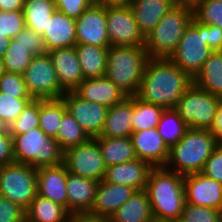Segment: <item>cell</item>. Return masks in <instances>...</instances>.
Here are the masks:
<instances>
[{"instance_id":"680465c9","label":"cell","mask_w":222,"mask_h":222,"mask_svg":"<svg viewBox=\"0 0 222 222\" xmlns=\"http://www.w3.org/2000/svg\"><path fill=\"white\" fill-rule=\"evenodd\" d=\"M130 0H108V4L110 3H128Z\"/></svg>"},{"instance_id":"3957f363","label":"cell","mask_w":222,"mask_h":222,"mask_svg":"<svg viewBox=\"0 0 222 222\" xmlns=\"http://www.w3.org/2000/svg\"><path fill=\"white\" fill-rule=\"evenodd\" d=\"M219 143L210 130L188 128L181 140L169 148L164 168L183 176L199 173Z\"/></svg>"},{"instance_id":"b9f144b4","label":"cell","mask_w":222,"mask_h":222,"mask_svg":"<svg viewBox=\"0 0 222 222\" xmlns=\"http://www.w3.org/2000/svg\"><path fill=\"white\" fill-rule=\"evenodd\" d=\"M0 92L14 98H31L23 75L12 72H6L0 79Z\"/></svg>"},{"instance_id":"7dc6e473","label":"cell","mask_w":222,"mask_h":222,"mask_svg":"<svg viewBox=\"0 0 222 222\" xmlns=\"http://www.w3.org/2000/svg\"><path fill=\"white\" fill-rule=\"evenodd\" d=\"M206 43L212 51H222V29L215 25H205Z\"/></svg>"},{"instance_id":"681fc988","label":"cell","mask_w":222,"mask_h":222,"mask_svg":"<svg viewBox=\"0 0 222 222\" xmlns=\"http://www.w3.org/2000/svg\"><path fill=\"white\" fill-rule=\"evenodd\" d=\"M212 134L222 143V98L217 108L215 121L210 130Z\"/></svg>"},{"instance_id":"e575fe53","label":"cell","mask_w":222,"mask_h":222,"mask_svg":"<svg viewBox=\"0 0 222 222\" xmlns=\"http://www.w3.org/2000/svg\"><path fill=\"white\" fill-rule=\"evenodd\" d=\"M55 139L59 143L60 148L65 152L71 147L87 142L90 137L77 123L75 118L66 111L61 119Z\"/></svg>"},{"instance_id":"ab89813d","label":"cell","mask_w":222,"mask_h":222,"mask_svg":"<svg viewBox=\"0 0 222 222\" xmlns=\"http://www.w3.org/2000/svg\"><path fill=\"white\" fill-rule=\"evenodd\" d=\"M32 100V98H14L0 92V119L10 126Z\"/></svg>"},{"instance_id":"bcb514c9","label":"cell","mask_w":222,"mask_h":222,"mask_svg":"<svg viewBox=\"0 0 222 222\" xmlns=\"http://www.w3.org/2000/svg\"><path fill=\"white\" fill-rule=\"evenodd\" d=\"M54 2L56 10L75 20L92 4L90 0H54Z\"/></svg>"},{"instance_id":"7402d4cb","label":"cell","mask_w":222,"mask_h":222,"mask_svg":"<svg viewBox=\"0 0 222 222\" xmlns=\"http://www.w3.org/2000/svg\"><path fill=\"white\" fill-rule=\"evenodd\" d=\"M98 181L76 176L68 172L67 212L71 216L89 213L95 199Z\"/></svg>"},{"instance_id":"9a60e30c","label":"cell","mask_w":222,"mask_h":222,"mask_svg":"<svg viewBox=\"0 0 222 222\" xmlns=\"http://www.w3.org/2000/svg\"><path fill=\"white\" fill-rule=\"evenodd\" d=\"M185 202L222 211V183L193 173L184 176Z\"/></svg>"},{"instance_id":"44dd1931","label":"cell","mask_w":222,"mask_h":222,"mask_svg":"<svg viewBox=\"0 0 222 222\" xmlns=\"http://www.w3.org/2000/svg\"><path fill=\"white\" fill-rule=\"evenodd\" d=\"M137 190L131 186L98 182L91 215L110 216L121 207Z\"/></svg>"},{"instance_id":"e0dca14e","label":"cell","mask_w":222,"mask_h":222,"mask_svg":"<svg viewBox=\"0 0 222 222\" xmlns=\"http://www.w3.org/2000/svg\"><path fill=\"white\" fill-rule=\"evenodd\" d=\"M61 88L67 91H74L85 79L81 65L78 60L76 48H58L48 51Z\"/></svg>"},{"instance_id":"f35d334b","label":"cell","mask_w":222,"mask_h":222,"mask_svg":"<svg viewBox=\"0 0 222 222\" xmlns=\"http://www.w3.org/2000/svg\"><path fill=\"white\" fill-rule=\"evenodd\" d=\"M193 18L204 25H215L222 29V0H204L193 12Z\"/></svg>"},{"instance_id":"9f6ffc18","label":"cell","mask_w":222,"mask_h":222,"mask_svg":"<svg viewBox=\"0 0 222 222\" xmlns=\"http://www.w3.org/2000/svg\"><path fill=\"white\" fill-rule=\"evenodd\" d=\"M6 73V69H5V64L3 61V57L0 56V79L2 78V76Z\"/></svg>"},{"instance_id":"ee69618b","label":"cell","mask_w":222,"mask_h":222,"mask_svg":"<svg viewBox=\"0 0 222 222\" xmlns=\"http://www.w3.org/2000/svg\"><path fill=\"white\" fill-rule=\"evenodd\" d=\"M0 222H26L25 210L0 195Z\"/></svg>"},{"instance_id":"7a4b0ae2","label":"cell","mask_w":222,"mask_h":222,"mask_svg":"<svg viewBox=\"0 0 222 222\" xmlns=\"http://www.w3.org/2000/svg\"><path fill=\"white\" fill-rule=\"evenodd\" d=\"M145 191L155 220L179 221L185 204L183 175L164 167H154L149 173Z\"/></svg>"},{"instance_id":"6da1fadb","label":"cell","mask_w":222,"mask_h":222,"mask_svg":"<svg viewBox=\"0 0 222 222\" xmlns=\"http://www.w3.org/2000/svg\"><path fill=\"white\" fill-rule=\"evenodd\" d=\"M193 79L169 58H149L136 94L141 100L175 108Z\"/></svg>"},{"instance_id":"ba28073f","label":"cell","mask_w":222,"mask_h":222,"mask_svg":"<svg viewBox=\"0 0 222 222\" xmlns=\"http://www.w3.org/2000/svg\"><path fill=\"white\" fill-rule=\"evenodd\" d=\"M220 100L192 83L174 109L189 128L211 130Z\"/></svg>"},{"instance_id":"8d00e7d4","label":"cell","mask_w":222,"mask_h":222,"mask_svg":"<svg viewBox=\"0 0 222 222\" xmlns=\"http://www.w3.org/2000/svg\"><path fill=\"white\" fill-rule=\"evenodd\" d=\"M40 100H32L22 113L12 122L10 134H23L39 127Z\"/></svg>"},{"instance_id":"9c48e42d","label":"cell","mask_w":222,"mask_h":222,"mask_svg":"<svg viewBox=\"0 0 222 222\" xmlns=\"http://www.w3.org/2000/svg\"><path fill=\"white\" fill-rule=\"evenodd\" d=\"M212 52L206 43L205 25L193 18L169 59L193 79Z\"/></svg>"},{"instance_id":"4dcf8cb0","label":"cell","mask_w":222,"mask_h":222,"mask_svg":"<svg viewBox=\"0 0 222 222\" xmlns=\"http://www.w3.org/2000/svg\"><path fill=\"white\" fill-rule=\"evenodd\" d=\"M55 10L54 0H24L25 27L42 35Z\"/></svg>"},{"instance_id":"8fae6325","label":"cell","mask_w":222,"mask_h":222,"mask_svg":"<svg viewBox=\"0 0 222 222\" xmlns=\"http://www.w3.org/2000/svg\"><path fill=\"white\" fill-rule=\"evenodd\" d=\"M106 24L110 44L113 46H145V37L136 23L127 3L106 4Z\"/></svg>"},{"instance_id":"f1b7e54d","label":"cell","mask_w":222,"mask_h":222,"mask_svg":"<svg viewBox=\"0 0 222 222\" xmlns=\"http://www.w3.org/2000/svg\"><path fill=\"white\" fill-rule=\"evenodd\" d=\"M107 167L137 159L130 137H95Z\"/></svg>"},{"instance_id":"8992f818","label":"cell","mask_w":222,"mask_h":222,"mask_svg":"<svg viewBox=\"0 0 222 222\" xmlns=\"http://www.w3.org/2000/svg\"><path fill=\"white\" fill-rule=\"evenodd\" d=\"M193 19V11L174 6L145 37L149 58H169L176 50L187 26Z\"/></svg>"},{"instance_id":"816d5d0a","label":"cell","mask_w":222,"mask_h":222,"mask_svg":"<svg viewBox=\"0 0 222 222\" xmlns=\"http://www.w3.org/2000/svg\"><path fill=\"white\" fill-rule=\"evenodd\" d=\"M24 0H0V11H23Z\"/></svg>"},{"instance_id":"91938a15","label":"cell","mask_w":222,"mask_h":222,"mask_svg":"<svg viewBox=\"0 0 222 222\" xmlns=\"http://www.w3.org/2000/svg\"><path fill=\"white\" fill-rule=\"evenodd\" d=\"M151 222H170V221H160V220L153 219Z\"/></svg>"},{"instance_id":"f546056e","label":"cell","mask_w":222,"mask_h":222,"mask_svg":"<svg viewBox=\"0 0 222 222\" xmlns=\"http://www.w3.org/2000/svg\"><path fill=\"white\" fill-rule=\"evenodd\" d=\"M26 222H71L67 210L53 201L36 195L25 211Z\"/></svg>"},{"instance_id":"2e32d148","label":"cell","mask_w":222,"mask_h":222,"mask_svg":"<svg viewBox=\"0 0 222 222\" xmlns=\"http://www.w3.org/2000/svg\"><path fill=\"white\" fill-rule=\"evenodd\" d=\"M137 159L149 162L153 167H164L169 147L166 145L157 128L133 132L130 136Z\"/></svg>"},{"instance_id":"30bf717a","label":"cell","mask_w":222,"mask_h":222,"mask_svg":"<svg viewBox=\"0 0 222 222\" xmlns=\"http://www.w3.org/2000/svg\"><path fill=\"white\" fill-rule=\"evenodd\" d=\"M27 91L34 100L61 98L65 91L61 88L52 59L47 53L33 56L23 73Z\"/></svg>"},{"instance_id":"6f0895ef","label":"cell","mask_w":222,"mask_h":222,"mask_svg":"<svg viewBox=\"0 0 222 222\" xmlns=\"http://www.w3.org/2000/svg\"><path fill=\"white\" fill-rule=\"evenodd\" d=\"M94 4H108V0H90Z\"/></svg>"},{"instance_id":"52a82bcc","label":"cell","mask_w":222,"mask_h":222,"mask_svg":"<svg viewBox=\"0 0 222 222\" xmlns=\"http://www.w3.org/2000/svg\"><path fill=\"white\" fill-rule=\"evenodd\" d=\"M38 194L37 169L29 164L12 162L0 167V195L25 211Z\"/></svg>"},{"instance_id":"4316f807","label":"cell","mask_w":222,"mask_h":222,"mask_svg":"<svg viewBox=\"0 0 222 222\" xmlns=\"http://www.w3.org/2000/svg\"><path fill=\"white\" fill-rule=\"evenodd\" d=\"M112 222H151L154 218L148 194L136 191L113 215Z\"/></svg>"},{"instance_id":"cb8c5ba5","label":"cell","mask_w":222,"mask_h":222,"mask_svg":"<svg viewBox=\"0 0 222 222\" xmlns=\"http://www.w3.org/2000/svg\"><path fill=\"white\" fill-rule=\"evenodd\" d=\"M139 30L146 37L174 6V0H130L127 3Z\"/></svg>"},{"instance_id":"d6a6232c","label":"cell","mask_w":222,"mask_h":222,"mask_svg":"<svg viewBox=\"0 0 222 222\" xmlns=\"http://www.w3.org/2000/svg\"><path fill=\"white\" fill-rule=\"evenodd\" d=\"M67 111L62 98L40 100L39 127L48 136L55 138L61 119Z\"/></svg>"},{"instance_id":"7bdbcfd3","label":"cell","mask_w":222,"mask_h":222,"mask_svg":"<svg viewBox=\"0 0 222 222\" xmlns=\"http://www.w3.org/2000/svg\"><path fill=\"white\" fill-rule=\"evenodd\" d=\"M13 40H15L17 44L25 46L33 56L47 53L42 36L28 27L21 30Z\"/></svg>"},{"instance_id":"4fadbf2b","label":"cell","mask_w":222,"mask_h":222,"mask_svg":"<svg viewBox=\"0 0 222 222\" xmlns=\"http://www.w3.org/2000/svg\"><path fill=\"white\" fill-rule=\"evenodd\" d=\"M67 112L83 128L90 138L99 137L101 134L108 108L104 105L83 100L73 91H67L61 97Z\"/></svg>"},{"instance_id":"484cf974","label":"cell","mask_w":222,"mask_h":222,"mask_svg":"<svg viewBox=\"0 0 222 222\" xmlns=\"http://www.w3.org/2000/svg\"><path fill=\"white\" fill-rule=\"evenodd\" d=\"M78 60L85 79L100 78L106 75L109 47L76 43Z\"/></svg>"},{"instance_id":"ffe728a7","label":"cell","mask_w":222,"mask_h":222,"mask_svg":"<svg viewBox=\"0 0 222 222\" xmlns=\"http://www.w3.org/2000/svg\"><path fill=\"white\" fill-rule=\"evenodd\" d=\"M154 167L147 161L135 159L107 167L104 181L131 186L137 191L145 190L148 176Z\"/></svg>"},{"instance_id":"d6986e66","label":"cell","mask_w":222,"mask_h":222,"mask_svg":"<svg viewBox=\"0 0 222 222\" xmlns=\"http://www.w3.org/2000/svg\"><path fill=\"white\" fill-rule=\"evenodd\" d=\"M73 92L83 100L98 103L107 108L122 102L128 97L106 76L84 79Z\"/></svg>"},{"instance_id":"c3c4849f","label":"cell","mask_w":222,"mask_h":222,"mask_svg":"<svg viewBox=\"0 0 222 222\" xmlns=\"http://www.w3.org/2000/svg\"><path fill=\"white\" fill-rule=\"evenodd\" d=\"M14 162L13 137L11 135H0V167Z\"/></svg>"},{"instance_id":"11a10c76","label":"cell","mask_w":222,"mask_h":222,"mask_svg":"<svg viewBox=\"0 0 222 222\" xmlns=\"http://www.w3.org/2000/svg\"><path fill=\"white\" fill-rule=\"evenodd\" d=\"M0 135H11L9 125L0 119Z\"/></svg>"},{"instance_id":"1f68e13d","label":"cell","mask_w":222,"mask_h":222,"mask_svg":"<svg viewBox=\"0 0 222 222\" xmlns=\"http://www.w3.org/2000/svg\"><path fill=\"white\" fill-rule=\"evenodd\" d=\"M165 109L161 105L145 102L132 95V131L156 128Z\"/></svg>"},{"instance_id":"60d3db41","label":"cell","mask_w":222,"mask_h":222,"mask_svg":"<svg viewBox=\"0 0 222 222\" xmlns=\"http://www.w3.org/2000/svg\"><path fill=\"white\" fill-rule=\"evenodd\" d=\"M24 28L23 11H0V36L13 39Z\"/></svg>"},{"instance_id":"83f0119b","label":"cell","mask_w":222,"mask_h":222,"mask_svg":"<svg viewBox=\"0 0 222 222\" xmlns=\"http://www.w3.org/2000/svg\"><path fill=\"white\" fill-rule=\"evenodd\" d=\"M203 90L222 98V51H213L193 78Z\"/></svg>"},{"instance_id":"f907efd6","label":"cell","mask_w":222,"mask_h":222,"mask_svg":"<svg viewBox=\"0 0 222 222\" xmlns=\"http://www.w3.org/2000/svg\"><path fill=\"white\" fill-rule=\"evenodd\" d=\"M71 222H112L110 216H95L90 213H83L72 216Z\"/></svg>"},{"instance_id":"db71d44e","label":"cell","mask_w":222,"mask_h":222,"mask_svg":"<svg viewBox=\"0 0 222 222\" xmlns=\"http://www.w3.org/2000/svg\"><path fill=\"white\" fill-rule=\"evenodd\" d=\"M10 40L8 37L6 36H0V56H4L8 46H9V43H10Z\"/></svg>"},{"instance_id":"74e56055","label":"cell","mask_w":222,"mask_h":222,"mask_svg":"<svg viewBox=\"0 0 222 222\" xmlns=\"http://www.w3.org/2000/svg\"><path fill=\"white\" fill-rule=\"evenodd\" d=\"M178 222H222V211L185 202Z\"/></svg>"},{"instance_id":"5b68a950","label":"cell","mask_w":222,"mask_h":222,"mask_svg":"<svg viewBox=\"0 0 222 222\" xmlns=\"http://www.w3.org/2000/svg\"><path fill=\"white\" fill-rule=\"evenodd\" d=\"M13 137L14 162L33 168L56 166L64 163V151L55 138L48 137L40 127Z\"/></svg>"},{"instance_id":"d590c367","label":"cell","mask_w":222,"mask_h":222,"mask_svg":"<svg viewBox=\"0 0 222 222\" xmlns=\"http://www.w3.org/2000/svg\"><path fill=\"white\" fill-rule=\"evenodd\" d=\"M33 55L29 50L13 39L10 40L9 46L3 56L6 72H12L23 75L30 65Z\"/></svg>"},{"instance_id":"7c38bea8","label":"cell","mask_w":222,"mask_h":222,"mask_svg":"<svg viewBox=\"0 0 222 222\" xmlns=\"http://www.w3.org/2000/svg\"><path fill=\"white\" fill-rule=\"evenodd\" d=\"M64 164L69 173L98 182L104 179L107 169L95 138L67 149L64 152Z\"/></svg>"},{"instance_id":"5bb4252c","label":"cell","mask_w":222,"mask_h":222,"mask_svg":"<svg viewBox=\"0 0 222 222\" xmlns=\"http://www.w3.org/2000/svg\"><path fill=\"white\" fill-rule=\"evenodd\" d=\"M76 24L77 43L110 47L106 24V4L92 3L78 19Z\"/></svg>"},{"instance_id":"603a6c76","label":"cell","mask_w":222,"mask_h":222,"mask_svg":"<svg viewBox=\"0 0 222 222\" xmlns=\"http://www.w3.org/2000/svg\"><path fill=\"white\" fill-rule=\"evenodd\" d=\"M41 36L47 52L75 46L77 43L75 19L55 10L48 21L47 29Z\"/></svg>"},{"instance_id":"d4e9b609","label":"cell","mask_w":222,"mask_h":222,"mask_svg":"<svg viewBox=\"0 0 222 222\" xmlns=\"http://www.w3.org/2000/svg\"><path fill=\"white\" fill-rule=\"evenodd\" d=\"M132 96L108 108L103 130L99 137H130L132 131Z\"/></svg>"},{"instance_id":"277c9868","label":"cell","mask_w":222,"mask_h":222,"mask_svg":"<svg viewBox=\"0 0 222 222\" xmlns=\"http://www.w3.org/2000/svg\"><path fill=\"white\" fill-rule=\"evenodd\" d=\"M149 59L144 46L108 48L106 77L127 96L136 95Z\"/></svg>"},{"instance_id":"f5cc1de1","label":"cell","mask_w":222,"mask_h":222,"mask_svg":"<svg viewBox=\"0 0 222 222\" xmlns=\"http://www.w3.org/2000/svg\"><path fill=\"white\" fill-rule=\"evenodd\" d=\"M204 0H174L175 5L186 8L191 11H195Z\"/></svg>"},{"instance_id":"f6af8a7d","label":"cell","mask_w":222,"mask_h":222,"mask_svg":"<svg viewBox=\"0 0 222 222\" xmlns=\"http://www.w3.org/2000/svg\"><path fill=\"white\" fill-rule=\"evenodd\" d=\"M201 173L222 183V143H219L213 153L206 160Z\"/></svg>"},{"instance_id":"836d02e7","label":"cell","mask_w":222,"mask_h":222,"mask_svg":"<svg viewBox=\"0 0 222 222\" xmlns=\"http://www.w3.org/2000/svg\"><path fill=\"white\" fill-rule=\"evenodd\" d=\"M156 128L166 145L170 148L181 140L189 127L174 108H169L164 110Z\"/></svg>"},{"instance_id":"ac0fdd59","label":"cell","mask_w":222,"mask_h":222,"mask_svg":"<svg viewBox=\"0 0 222 222\" xmlns=\"http://www.w3.org/2000/svg\"><path fill=\"white\" fill-rule=\"evenodd\" d=\"M67 175L68 169L64 163L37 168L38 195L63 206L67 210Z\"/></svg>"}]
</instances>
